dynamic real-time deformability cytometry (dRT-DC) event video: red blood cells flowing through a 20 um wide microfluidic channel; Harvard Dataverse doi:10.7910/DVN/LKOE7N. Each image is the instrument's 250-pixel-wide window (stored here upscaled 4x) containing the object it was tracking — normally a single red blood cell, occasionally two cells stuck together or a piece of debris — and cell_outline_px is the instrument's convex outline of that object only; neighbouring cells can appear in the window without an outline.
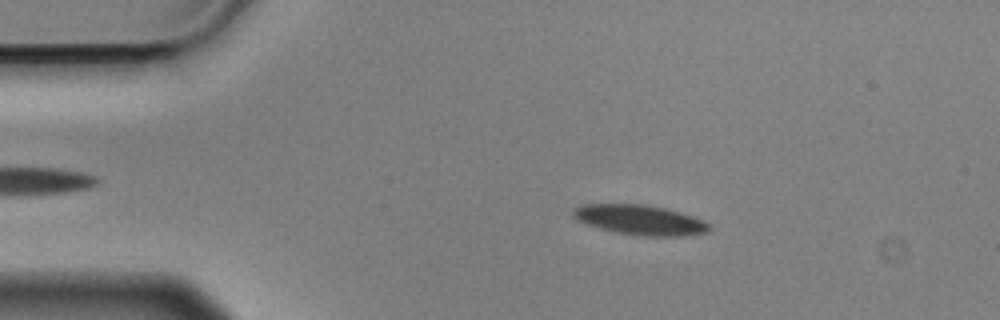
{"species": "Egyptian fruit bat (a non-hibernating species)", "species_latin": "Rousettus aegyptiacus", "temperature_condition": "cold", "stored_images_in_passage": 47, "camera_frame_rate_fps": 3000, "um_per_image_px": 0.085, "animal": {"sex": "male"}, "frame": {"image": 1, "passage_image": 9, "time_ms": 2.667, "image_size_px": [1000, 320], "cell_outline_px": [[712, 228], [708, 232], [684, 236], [640, 236], [612, 232], [576, 220], [572, 216], [572, 208], [580, 204], [644, 204], [664, 208], [680, 212], [704, 220], [712, 224]], "centroid_in_image_um": [54.4, 18.69], "position_along_channel_um": 30.6, "area_um2": 24.1}}
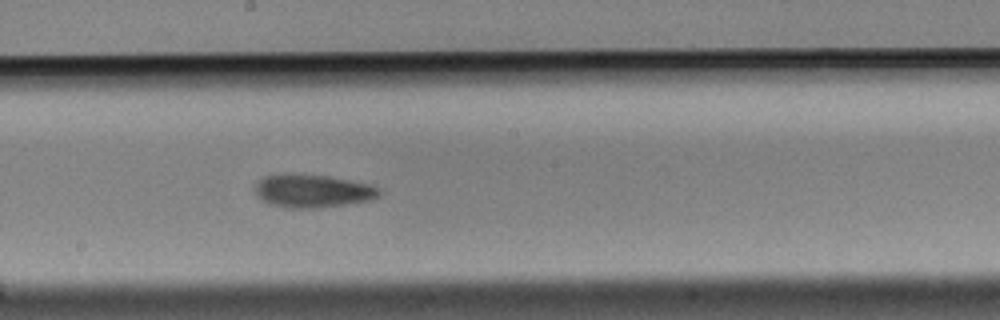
{"frame": {"image": 2, "passage_image": 29, "time_ms": 9.333, "image_size_px": [1000, 320], "cell_outline_px": [[384, 192], [380, 196], [372, 200], [316, 208], [284, 208], [272, 204], [264, 200], [256, 192], [256, 184], [264, 176], [284, 172], [292, 172], [328, 176], [368, 184], [380, 188]], "centroid_in_image_um": [26.6, 16.21], "position_along_channel_um": 221.6, "area_um2": 24.16}}
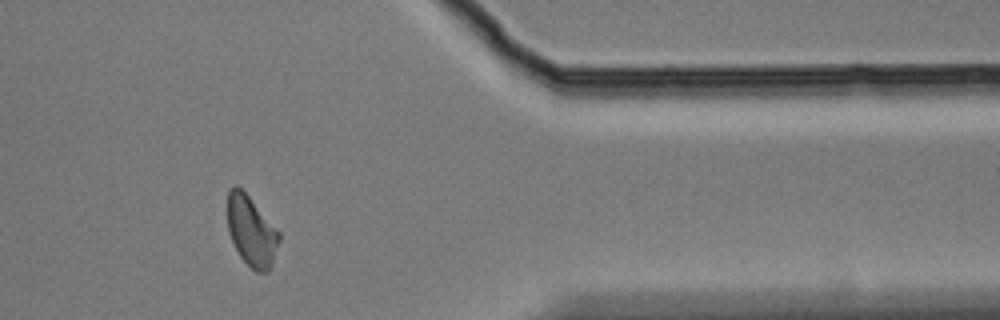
{"frame": {"image": 3, "passage_image": 45, "time_ms": 14.667, "image_size_px": [1000, 320], "cell_outline_px": [[280, 240], [268, 272], [256, 272], [240, 256], [228, 232], [228, 188], [236, 184], [248, 196], [280, 232]], "centroid_in_image_um": [21.36, 19.63], "position_along_channel_um": 390.0, "area_um2": 20.75}, "authors_computed_cell_mechanics": {"area_um2": 23.1778, "velocity_mm_per_s": 3.5579, "shape_relaxation_time_tau1_ms": 4.9625, "shape_relaxation_time_tau2_ms": 9.4109, "deformation_change_tau1": 0.1093, "deformation_change_tau2": 0.1782}}